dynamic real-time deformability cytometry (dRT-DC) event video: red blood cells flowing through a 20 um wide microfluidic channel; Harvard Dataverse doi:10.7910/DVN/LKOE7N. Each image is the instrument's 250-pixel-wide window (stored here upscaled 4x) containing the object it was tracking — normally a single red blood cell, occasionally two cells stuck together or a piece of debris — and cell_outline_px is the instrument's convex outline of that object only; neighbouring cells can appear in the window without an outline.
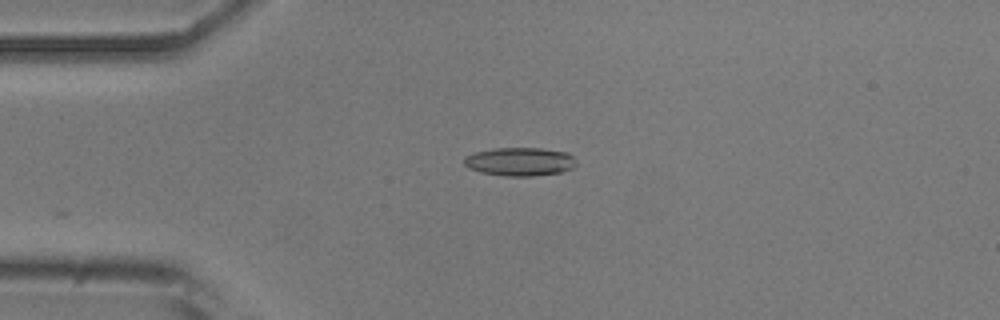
{"species": "common noctule bat (a hibernating species)", "species_latin": "Nyctalus noctula", "temperature_condition": "room temperature", "stored_images_in_passage": 29, "camera_frame_rate_fps": 3000, "um_per_image_px": 0.085, "animal": {"sex": "male", "body_mass_g": 20.5, "forearm_length_mm": 52.5}, "frame": {"image": 1, "passage_image": 2, "time_ms": 0.333, "image_size_px": [1000, 320], "cell_outline_px": [[576, 164], [572, 168], [560, 172], [532, 176], [504, 176], [480, 172], [468, 168], [464, 164], [464, 156], [476, 152], [496, 148], [540, 148], [568, 152], [576, 160]], "centroid_in_image_um": [44.18, 13.74], "position_along_channel_um": 40.8, "area_um2": 18.61}}
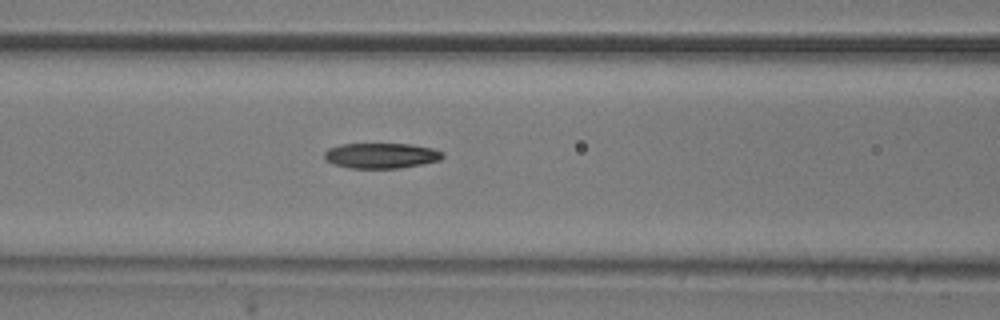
{"frame": {"image": 2, "passage_image": 11, "time_ms": 3.333, "image_size_px": [1000, 320], "cell_outline_px": [[444, 156], [440, 160], [400, 168], [348, 168], [332, 164], [324, 156], [324, 152], [328, 148], [340, 144], [412, 144], [432, 148], [444, 152]], "centroid_in_image_um": [32.4, 13.22], "position_along_channel_um": 134.2, "area_um2": 17.51}}
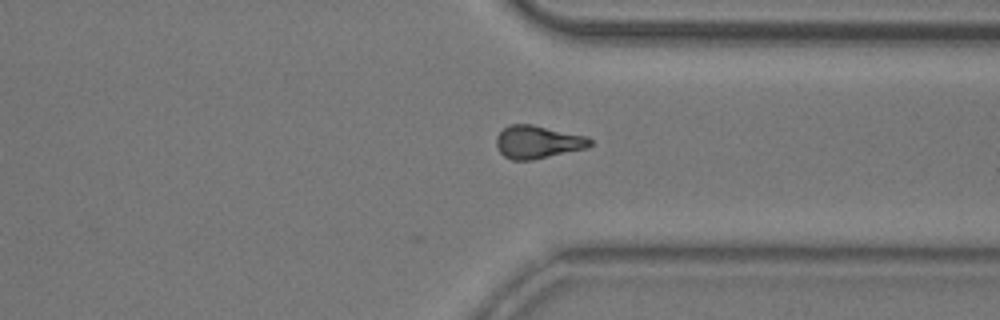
{"frame": {"image": 3, "passage_image": 29, "time_ms": 9.333, "image_size_px": [1000, 320], "cell_outline_px": [[592, 144], [588, 148], [532, 160], [512, 160], [504, 156], [500, 152], [496, 144], [496, 136], [508, 124], [532, 124], [588, 136], [592, 140]], "centroid_in_image_um": [45.73, 12.06], "position_along_channel_um": 365.7, "area_um2": 18.15}, "authors_computed_cell_mechanics": {"area_um2": 18.1492, "velocity_mm_per_s": 3.869, "shape_relaxation_time_tau1_ms": null, "shape_relaxation_time_tau2_ms": 6.1008, "deformation_change_tau1": null, "deformation_change_tau2": 0.1587}}